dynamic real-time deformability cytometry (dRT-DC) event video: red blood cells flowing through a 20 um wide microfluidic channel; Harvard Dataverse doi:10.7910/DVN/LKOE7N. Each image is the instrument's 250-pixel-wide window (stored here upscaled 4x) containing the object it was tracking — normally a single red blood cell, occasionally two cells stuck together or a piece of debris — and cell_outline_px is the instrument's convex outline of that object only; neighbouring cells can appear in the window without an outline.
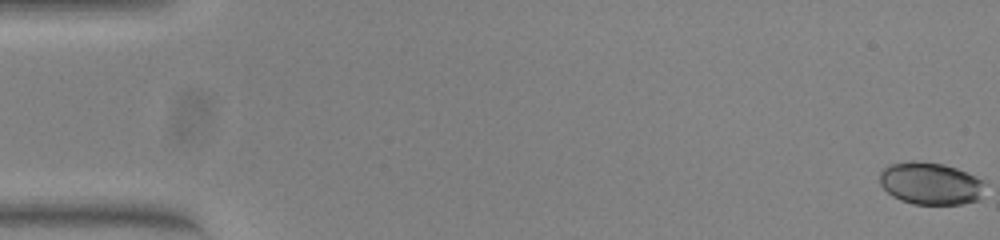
{"species": "common noctule bat (a hibernating species)", "species_latin": "Nyctalus noctula", "temperature_condition": "warm", "stored_images_in_passage": 54, "camera_frame_rate_fps": 3000, "um_per_image_px": 0.085, "animal": {"sex": "female", "body_mass_g": 23.0, "forearm_length_mm": 53.4}, "frame": {"image": 1, "passage_image": 1, "time_ms": 0.0, "image_size_px": [1000, 240], "cell_outline_px": [[984, 184], [980, 200], [960, 204], [912, 204], [900, 200], [892, 196], [880, 184], [880, 172], [884, 168], [892, 164], [908, 160], [916, 160], [944, 164], [956, 168], [984, 180]], "centroid_in_image_um": [79.09, 15.59], "position_along_channel_um": 5.9, "area_um2": 26.07}}
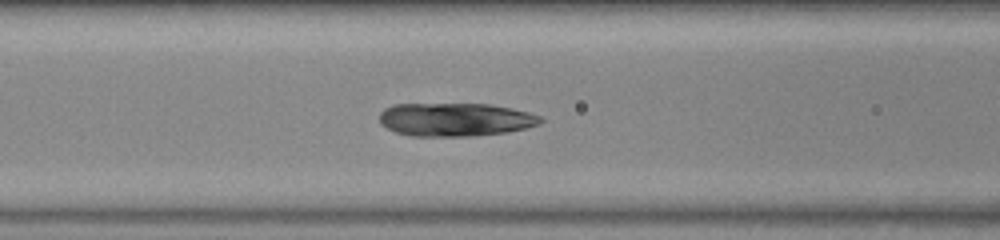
{"frame": {"image": 2, "passage_image": 23, "time_ms": 7.333, "image_size_px": [1000, 240], "cell_outline_px": [[544, 120], [540, 124], [508, 132], [472, 136], [412, 136], [396, 132], [380, 124], [380, 112], [384, 108], [392, 104], [488, 104], [528, 112], [540, 116]], "centroid_in_image_um": [38.67, 10.16], "position_along_channel_um": 127.9, "area_um2": 31.27}}
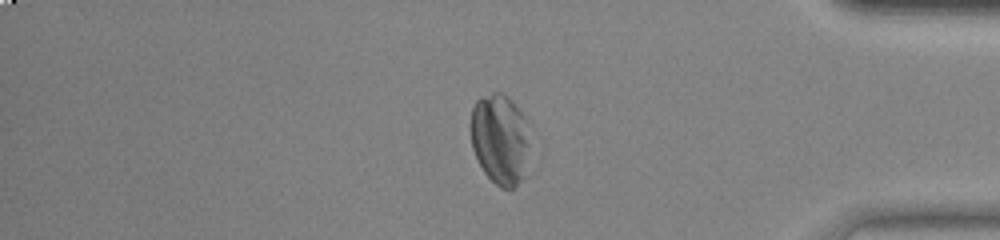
{"frame": {"image": 3, "passage_image": 46, "time_ms": 15.0, "image_size_px": [1000, 240], "cell_outline_px": [[532, 124], [528, 176], [512, 188], [500, 188], [484, 172], [472, 148], [472, 108], [476, 100], [480, 96], [492, 92], [504, 92], [512, 100]], "centroid_in_image_um": [42.61, 11.82], "position_along_channel_um": 392.6, "area_um2": 32.66}}